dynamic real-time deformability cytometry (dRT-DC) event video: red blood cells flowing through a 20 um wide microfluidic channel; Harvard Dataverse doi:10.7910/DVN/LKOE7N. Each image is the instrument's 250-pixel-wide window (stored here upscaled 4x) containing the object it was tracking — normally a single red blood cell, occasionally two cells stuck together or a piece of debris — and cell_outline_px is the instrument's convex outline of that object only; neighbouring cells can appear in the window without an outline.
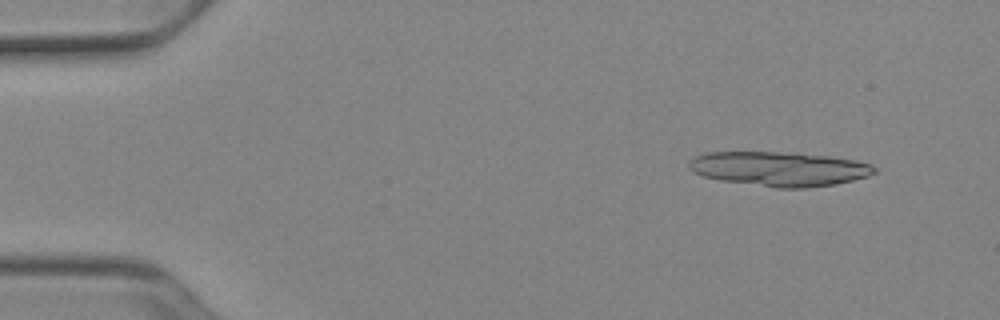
{"species": "Egyptian fruit bat (a non-hibernating species)", "species_latin": "Rousettus aegyptiacus", "temperature_condition": "cold", "stored_images_in_passage": 15, "camera_frame_rate_fps": 3000, "um_per_image_px": 0.085, "animal": {"sex": "female"}, "frame": {"image": 1, "passage_image": 5, "time_ms": 1.333, "image_size_px": [1000, 320], "cell_outline_px": [[876, 172], [868, 176], [836, 184], [808, 188], [776, 188], [720, 180], [700, 176], [692, 172], [688, 168], [688, 160], [704, 152], [780, 152], [828, 156], [852, 160], [872, 164], [876, 168]], "centroid_in_image_um": [66.18, 14.36], "position_along_channel_um": 18.8, "area_um2": 37.4}}